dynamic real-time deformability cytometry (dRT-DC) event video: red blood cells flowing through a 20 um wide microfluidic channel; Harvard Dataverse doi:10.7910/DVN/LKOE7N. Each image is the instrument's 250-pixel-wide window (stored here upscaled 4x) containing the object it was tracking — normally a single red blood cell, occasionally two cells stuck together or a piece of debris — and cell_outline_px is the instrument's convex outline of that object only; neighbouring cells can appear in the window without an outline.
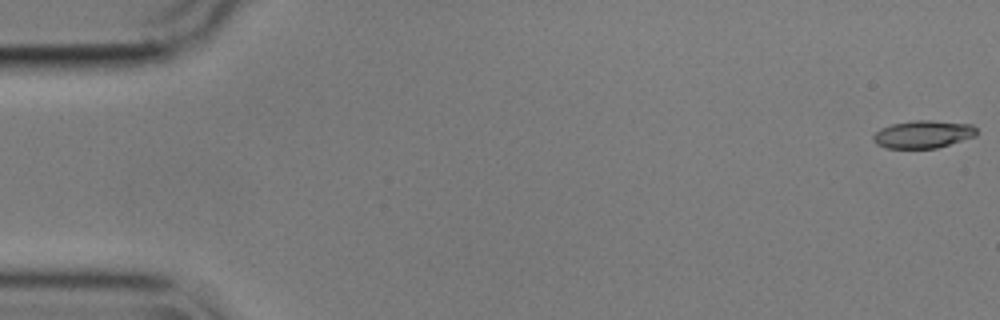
{"species": "common noctule bat (a hibernating species)", "species_latin": "Nyctalus noctula", "temperature_condition": "cold", "stored_images_in_passage": 56, "camera_frame_rate_fps": 3000, "um_per_image_px": 0.085, "animal": {"sex": "male", "body_mass_g": 17.9}, "frame": {"image": 1, "passage_image": 1, "time_ms": 0.0, "image_size_px": [1000, 320], "cell_outline_px": [[976, 136], [936, 148], [884, 148], [876, 144], [872, 140], [872, 136], [880, 128], [892, 124], [912, 120], [932, 120], [972, 124], [976, 128]], "centroid_in_image_um": [78.43, 11.41], "position_along_channel_um": 6.6, "area_um2": 16.76}}
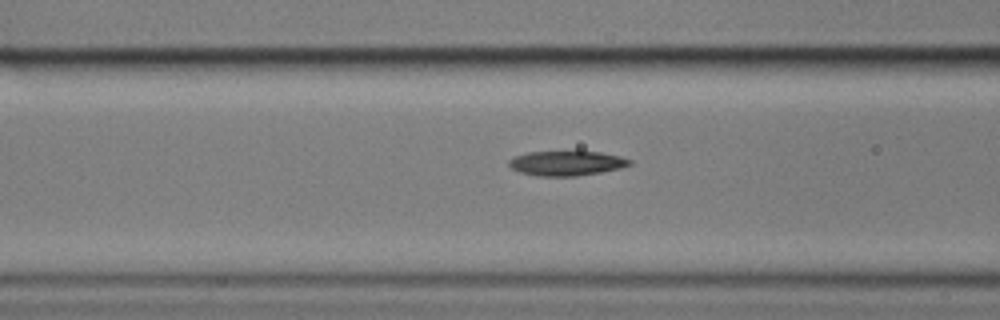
{"frame": {"image": 2, "passage_image": 22, "time_ms": 7.0, "image_size_px": [1000, 320], "cell_outline_px": [[632, 164], [620, 168], [600, 172], [576, 176], [536, 176], [520, 172], [512, 168], [508, 164], [508, 160], [516, 156], [528, 152], [600, 152], [620, 156], [632, 160]], "centroid_in_image_um": [48.16, 13.88], "position_along_channel_um": 118.4, "area_um2": 17.22}}
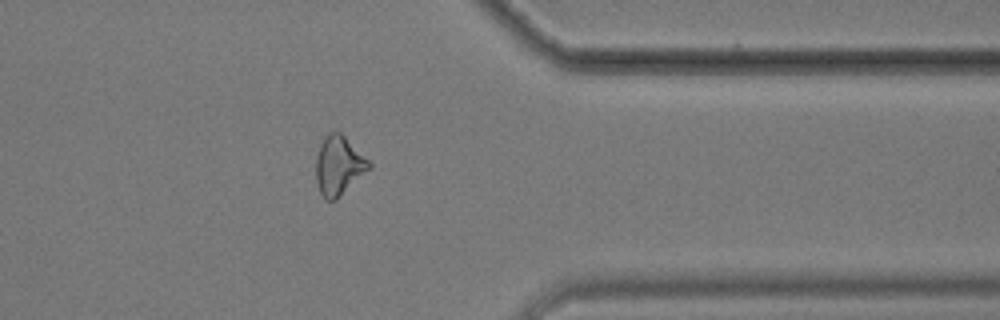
{"frame": {"image": 3, "passage_image": 45, "time_ms": 14.667, "image_size_px": [1000, 320], "cell_outline_px": [[372, 168], [336, 200], [324, 200], [316, 184], [316, 156], [320, 144], [324, 136], [328, 132], [340, 132], [372, 164]], "centroid_in_image_um": [28.78, 14.1], "position_along_channel_um": 382.6, "area_um2": 18.38}, "authors_computed_cell_mechanics": {"area_um2": 17.4267, "velocity_mm_per_s": 3.5885, "shape_relaxation_time_tau1_ms": null, "shape_relaxation_time_tau2_ms": 5.2277, "deformation_change_tau1": null, "deformation_change_tau2": 0.1372}}